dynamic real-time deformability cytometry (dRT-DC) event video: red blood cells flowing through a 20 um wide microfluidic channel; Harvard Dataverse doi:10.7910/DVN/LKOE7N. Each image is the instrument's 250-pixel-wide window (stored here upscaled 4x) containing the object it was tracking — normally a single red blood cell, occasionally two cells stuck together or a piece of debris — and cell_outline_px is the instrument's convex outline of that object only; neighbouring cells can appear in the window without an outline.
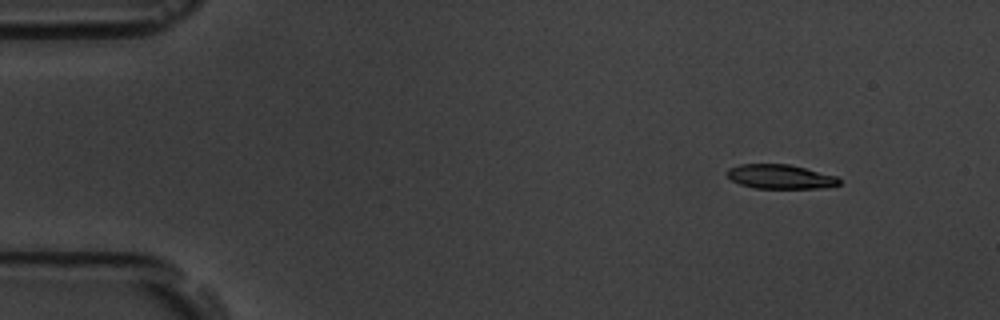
{"species": "common noctule bat (a hibernating species)", "species_latin": "Nyctalus noctula", "temperature_condition": "room temperature", "stored_images_in_passage": 6, "camera_frame_rate_fps": 3000, "um_per_image_px": 0.085, "animal": {"sex": "male", "body_mass_g": 19.5, "forearm_length_mm": 54.6}, "frame": {"image": 1, "passage_image": 2, "time_ms": 1.0, "image_size_px": [1000, 320], "cell_outline_px": [[840, 184], [824, 188], [756, 188], [740, 184], [732, 180], [724, 172], [728, 168], [740, 164], [788, 164], [836, 176], [840, 180]], "centroid_in_image_um": [66.29, 15.01], "position_along_channel_um": 18.7, "area_um2": 15.78}}